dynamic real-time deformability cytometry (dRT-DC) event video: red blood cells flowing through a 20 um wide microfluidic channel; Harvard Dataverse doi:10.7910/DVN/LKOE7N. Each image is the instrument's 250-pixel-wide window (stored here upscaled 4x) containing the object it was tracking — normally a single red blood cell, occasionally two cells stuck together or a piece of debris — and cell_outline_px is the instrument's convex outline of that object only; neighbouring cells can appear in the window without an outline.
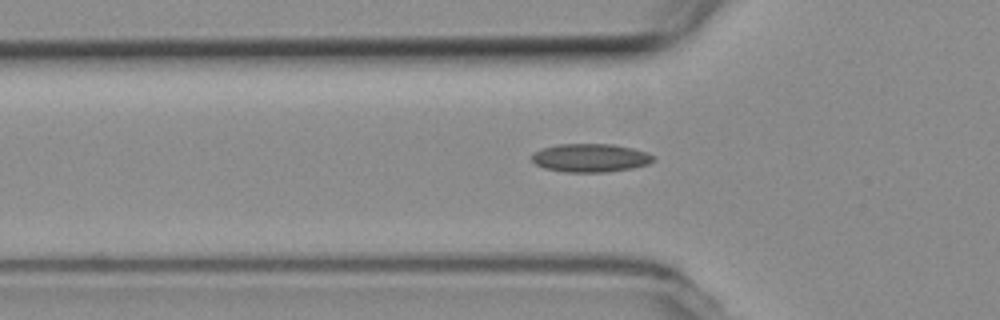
{"species": "common noctule bat (a hibernating species)", "species_latin": "Nyctalus noctula", "temperature_condition": "room temperature", "stored_images_in_passage": 41, "camera_frame_rate_fps": 3000, "um_per_image_px": 0.085, "animal": {"sex": "female", "body_mass_g": 19.3, "forearm_length_mm": 54.1}, "frame": {"image": 1, "passage_image": 4, "time_ms": 1.0, "image_size_px": [1000, 320], "cell_outline_px": [[656, 160], [648, 164], [632, 168], [608, 172], [564, 172], [544, 168], [536, 164], [532, 160], [532, 156], [536, 152], [544, 148], [560, 144], [612, 144], [632, 148], [648, 152], [656, 156]], "centroid_in_image_um": [50.25, 13.42], "position_along_channel_um": 75.5, "area_um2": 20.11}}
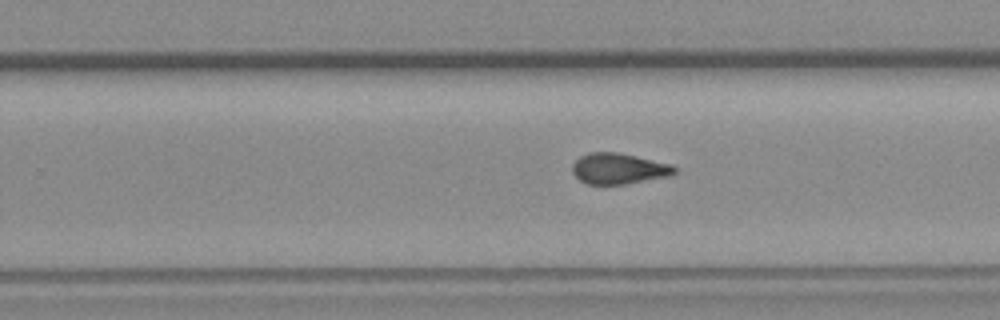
{"frame": {"image": 2, "passage_image": 20, "time_ms": 6.333, "image_size_px": [1000, 320], "cell_outline_px": [[676, 172], [672, 176], [628, 184], [588, 184], [580, 180], [572, 172], [572, 164], [580, 156], [588, 152], [616, 152], [636, 156], [672, 164], [676, 168]], "centroid_in_image_um": [52.61, 14.34], "position_along_channel_um": 277.2, "area_um2": 18.55}}
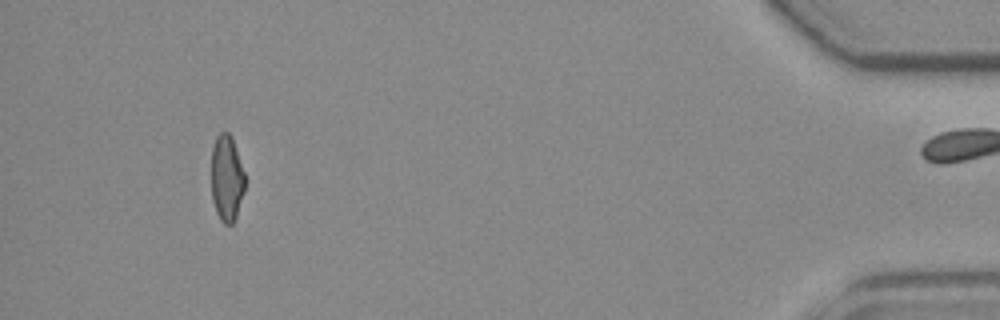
{"frame": {"image": 3, "passage_image": 37, "time_ms": 12.0, "image_size_px": [1000, 320], "cell_outline_px": [[244, 192], [236, 216], [232, 224], [224, 224], [220, 220], [216, 212], [212, 200], [212, 148], [216, 136], [220, 132], [228, 132], [232, 136], [244, 172]], "centroid_in_image_um": [19.26, 15.14], "position_along_channel_um": 415.9, "area_um2": 16.88}, "authors_computed_cell_mechanics": {"area_um2": 18.3226, "velocity_mm_per_s": 3.7642, "shape_relaxation_time_tau1_ms": null, "shape_relaxation_time_tau2_ms": 2.5696, "deformation_change_tau1": null, "deformation_change_tau2": 0.0912}}